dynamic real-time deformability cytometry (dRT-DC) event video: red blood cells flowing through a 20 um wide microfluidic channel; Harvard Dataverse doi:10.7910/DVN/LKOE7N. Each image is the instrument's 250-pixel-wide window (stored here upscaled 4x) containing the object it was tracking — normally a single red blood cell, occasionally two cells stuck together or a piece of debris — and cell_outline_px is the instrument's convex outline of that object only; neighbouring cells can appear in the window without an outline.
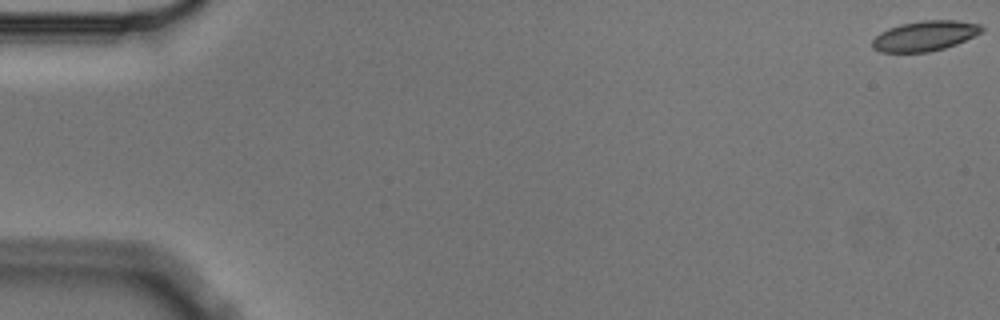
{"species": "Egyptian fruit bat (a non-hibernating species)", "species_latin": "Rousettus aegyptiacus", "temperature_condition": "cold", "stored_images_in_passage": 9, "camera_frame_rate_fps": 3000, "um_per_image_px": 0.085, "animal": {"sex": "male"}, "frame": {"image": 1, "passage_image": 1, "time_ms": 0.0, "image_size_px": [1000, 320], "cell_outline_px": [[984, 28], [980, 32], [956, 44], [944, 48], [928, 52], [880, 52], [872, 48], [872, 40], [880, 32], [888, 28], [900, 24], [924, 20], [956, 20], [980, 24]], "centroid_in_image_um": [78.57, 3.05], "position_along_channel_um": 6.4, "area_um2": 19.07}}
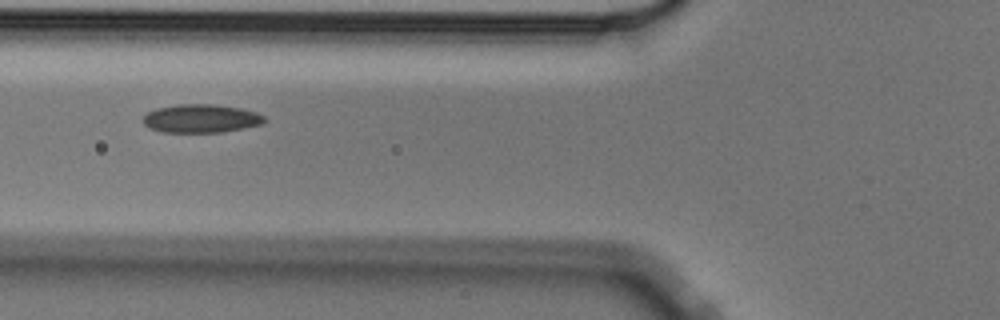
{"frame": {"image": 2, "passage_image": 7, "time_ms": 2.0, "image_size_px": [1000, 320], "cell_outline_px": [[268, 120], [260, 124], [244, 128], [220, 132], [160, 132], [148, 128], [140, 120], [148, 112], [156, 108], [176, 104], [212, 104], [240, 108], [256, 112], [264, 116]], "centroid_in_image_um": [17.04, 10.07], "position_along_channel_um": 108.8, "area_um2": 20.23}}
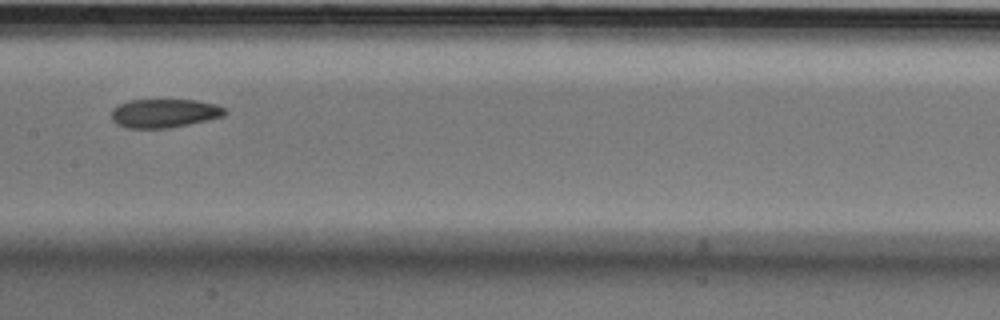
{"frame": {"image": 3, "passage_image": 9, "time_ms": 2.667, "image_size_px": [1000, 320], "cell_outline_px": [[228, 112], [224, 116], [208, 120], [168, 128], [124, 128], [116, 124], [112, 120], [112, 108], [128, 100], [196, 100], [216, 104], [224, 108]], "centroid_in_image_um": [13.96, 9.63], "position_along_channel_um": 193.4, "area_um2": 19.07}}